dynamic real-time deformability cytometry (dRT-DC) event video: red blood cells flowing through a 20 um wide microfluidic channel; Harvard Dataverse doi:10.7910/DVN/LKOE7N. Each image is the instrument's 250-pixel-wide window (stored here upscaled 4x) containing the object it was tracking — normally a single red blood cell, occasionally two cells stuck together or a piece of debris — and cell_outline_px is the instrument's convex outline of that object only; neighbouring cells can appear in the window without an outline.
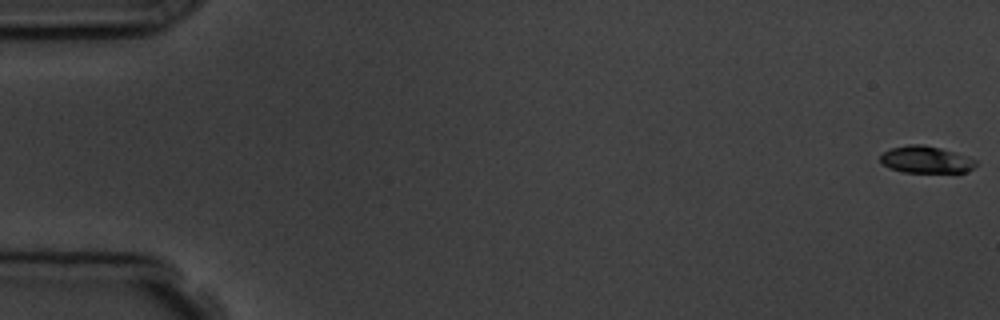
{"species": "common noctule bat (a hibernating species)", "species_latin": "Nyctalus noctula", "temperature_condition": "room temperature", "stored_images_in_passage": 5, "camera_frame_rate_fps": 3000, "um_per_image_px": 0.085, "animal": {"sex": "male", "body_mass_g": 19.5, "forearm_length_mm": 54.6}, "frame": {"image": 1, "passage_image": 1, "time_ms": 0.0, "image_size_px": [1000, 320], "cell_outline_px": [[976, 164], [968, 172], [904, 172], [888, 168], [880, 160], [880, 156], [884, 152], [892, 148], [908, 144], [924, 144], [940, 148], [968, 156], [976, 160]], "centroid_in_image_um": [78.71, 13.56], "position_along_channel_um": 6.3, "area_um2": 14.97}}
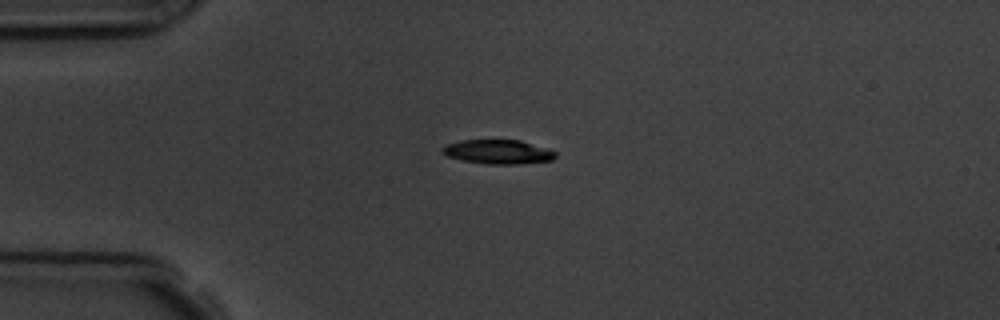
{"frame": {"image": 2, "passage_image": 4, "time_ms": 4.333, "image_size_px": [1000, 320], "cell_outline_px": [[556, 156], [552, 160], [520, 164], [488, 164], [460, 160], [448, 156], [440, 152], [440, 148], [448, 144], [460, 140], [520, 140], [548, 148], [556, 152]], "centroid_in_image_um": [42.32, 12.9], "position_along_channel_um": 42.7, "area_um2": 16.07}}